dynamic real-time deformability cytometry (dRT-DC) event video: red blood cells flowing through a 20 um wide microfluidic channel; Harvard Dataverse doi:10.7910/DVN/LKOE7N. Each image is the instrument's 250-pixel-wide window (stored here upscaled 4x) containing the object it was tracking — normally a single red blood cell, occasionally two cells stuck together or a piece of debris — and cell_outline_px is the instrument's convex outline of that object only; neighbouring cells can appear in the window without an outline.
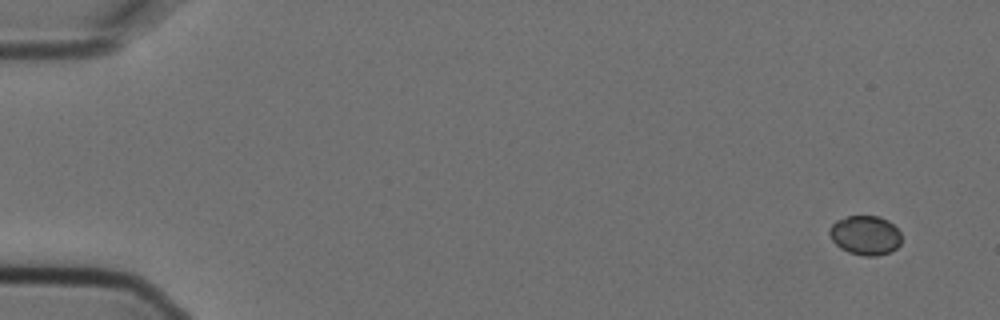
{"species": "Egyptian fruit bat (a non-hibernating species)", "species_latin": "Rousettus aegyptiacus", "temperature_condition": "cold", "stored_images_in_passage": 5, "camera_frame_rate_fps": 3000, "um_per_image_px": 0.085, "animal": {"sex": "female"}, "frame": {"image": 1, "passage_image": 1, "time_ms": 0.0, "image_size_px": [1000, 320], "cell_outline_px": [[900, 244], [896, 248], [888, 252], [876, 256], [864, 256], [848, 252], [840, 248], [832, 240], [828, 232], [832, 224], [836, 220], [848, 216], [880, 216], [888, 220], [900, 232]], "centroid_in_image_um": [73.53, 19.99], "position_along_channel_um": 11.5, "area_um2": 16.47}}
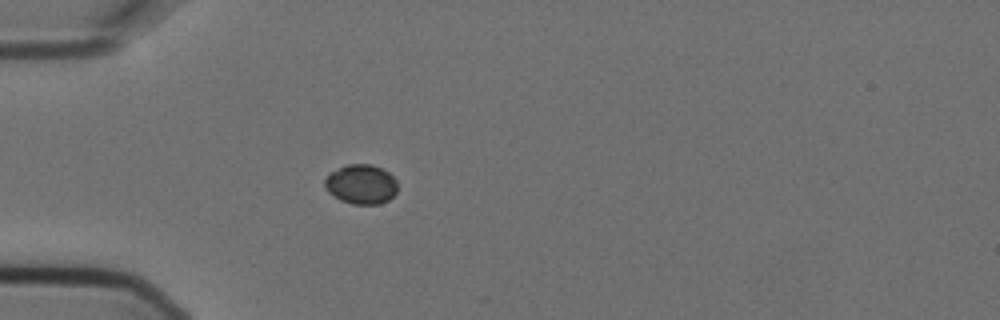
{"frame": {"image": 2, "passage_image": 5, "time_ms": 1.333, "image_size_px": [1000, 320], "cell_outline_px": [[396, 192], [388, 200], [380, 204], [352, 204], [340, 200], [332, 196], [328, 192], [324, 184], [324, 180], [328, 172], [348, 164], [372, 164], [388, 172], [396, 180]], "centroid_in_image_um": [30.66, 15.66], "position_along_channel_um": 54.3, "area_um2": 16.88}}